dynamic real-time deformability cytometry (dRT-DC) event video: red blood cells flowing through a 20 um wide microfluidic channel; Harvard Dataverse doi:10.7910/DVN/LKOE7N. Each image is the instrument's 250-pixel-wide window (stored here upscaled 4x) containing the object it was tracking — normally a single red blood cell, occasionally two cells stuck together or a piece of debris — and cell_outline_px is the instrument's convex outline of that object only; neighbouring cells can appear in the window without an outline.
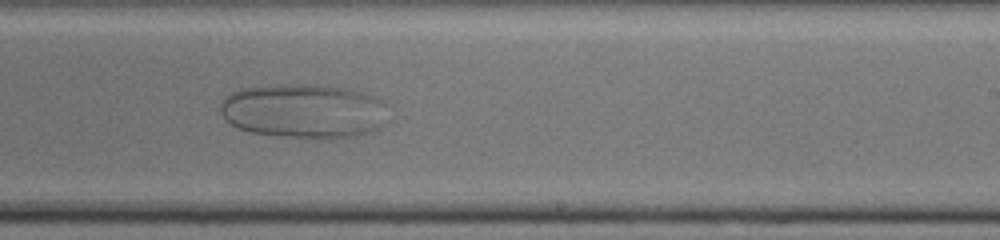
{"species": "human", "species_latin": "Homo sapiens", "temperature_condition": "cold", "stored_images_in_passage": 35, "camera_frame_rate_fps": 3000, "um_per_image_px": 0.085, "donor": {"sex": "male"}, "frame": {"image": 1, "passage_image": 20, "time_ms": 6.333, "image_size_px": [1000, 240], "cell_outline_px": [[388, 120], [380, 128], [372, 132], [352, 136], [320, 140], [252, 132], [236, 128], [224, 120], [220, 112], [220, 104], [224, 96], [232, 92], [244, 88], [280, 84], [316, 84], [344, 88], [376, 96], [384, 100]], "centroid_in_image_um": [25.84, 9.44], "position_along_channel_um": 263.2, "area_um2": 54.04}}